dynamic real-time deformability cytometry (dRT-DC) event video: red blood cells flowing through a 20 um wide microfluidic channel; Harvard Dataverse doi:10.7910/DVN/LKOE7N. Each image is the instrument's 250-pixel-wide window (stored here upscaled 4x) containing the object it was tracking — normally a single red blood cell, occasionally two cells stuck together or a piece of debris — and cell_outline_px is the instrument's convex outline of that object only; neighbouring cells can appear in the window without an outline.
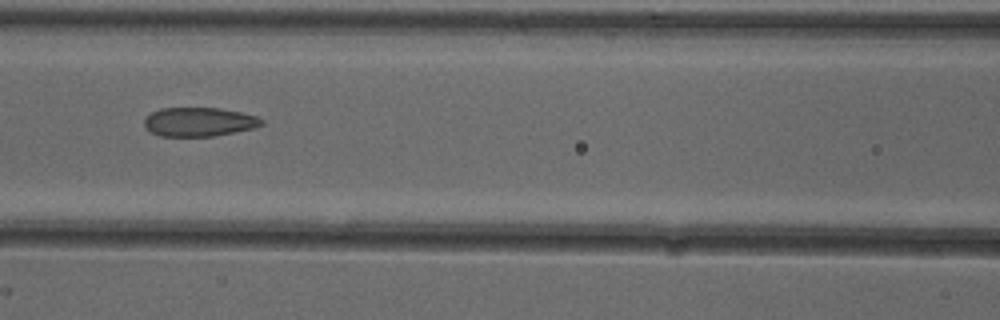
{"species": "common noctule bat (a hibernating species)", "species_latin": "Nyctalus noctula", "temperature_condition": "cold", "stored_images_in_passage": 8, "camera_frame_rate_fps": 3000, "um_per_image_px": 0.085, "animal": {"sex": "female"}, "frame": {"image": 1, "passage_image": 6, "time_ms": 1.667, "image_size_px": [1000, 320], "cell_outline_px": [[264, 124], [252, 128], [212, 136], [160, 136], [152, 132], [144, 124], [144, 120], [152, 112], [160, 108], [220, 108], [240, 112], [256, 116], [264, 120]], "centroid_in_image_um": [16.92, 10.35], "position_along_channel_um": 149.7, "area_um2": 19.54}}
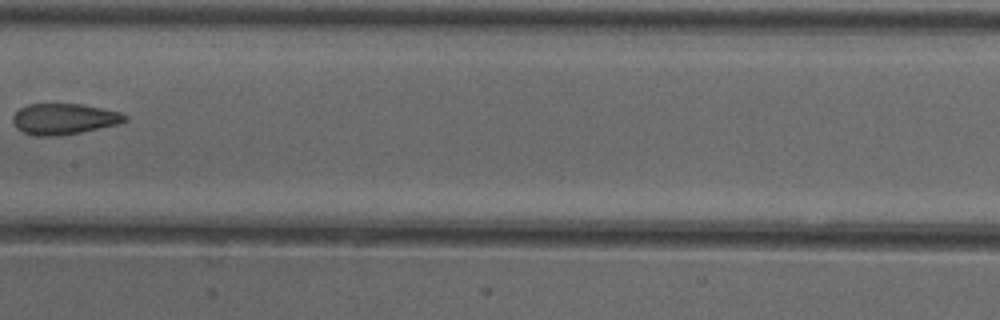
{"frame": {"image": 2, "passage_image": 7, "time_ms": 2.0, "image_size_px": [1000, 320], "cell_outline_px": [[128, 120], [120, 124], [80, 132], [56, 136], [36, 136], [24, 132], [16, 128], [12, 120], [12, 116], [20, 108], [28, 104], [80, 104], [120, 112], [128, 116]], "centroid_in_image_um": [5.44, 10.11], "position_along_channel_um": 202.0, "area_um2": 20.17}}
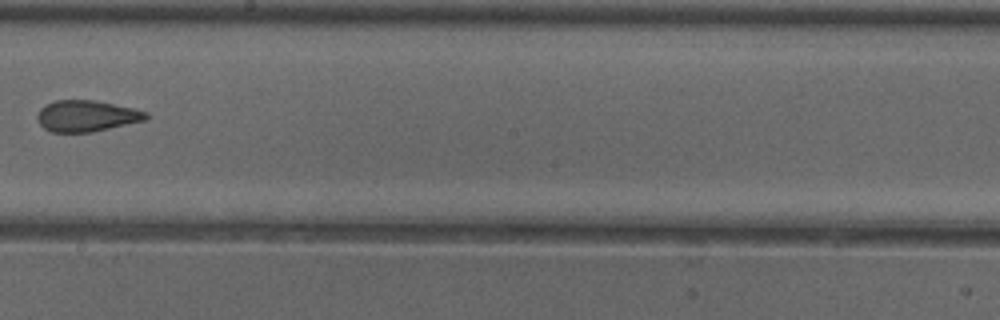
{"frame": {"image": 3, "passage_image": 8, "time_ms": 2.333, "image_size_px": [1000, 320], "cell_outline_px": [[148, 120], [92, 132], [52, 132], [44, 128], [40, 124], [36, 116], [40, 108], [44, 104], [56, 100], [96, 100], [136, 108], [148, 112]], "centroid_in_image_um": [7.39, 9.85], "position_along_channel_um": 240.8, "area_um2": 20.11}}